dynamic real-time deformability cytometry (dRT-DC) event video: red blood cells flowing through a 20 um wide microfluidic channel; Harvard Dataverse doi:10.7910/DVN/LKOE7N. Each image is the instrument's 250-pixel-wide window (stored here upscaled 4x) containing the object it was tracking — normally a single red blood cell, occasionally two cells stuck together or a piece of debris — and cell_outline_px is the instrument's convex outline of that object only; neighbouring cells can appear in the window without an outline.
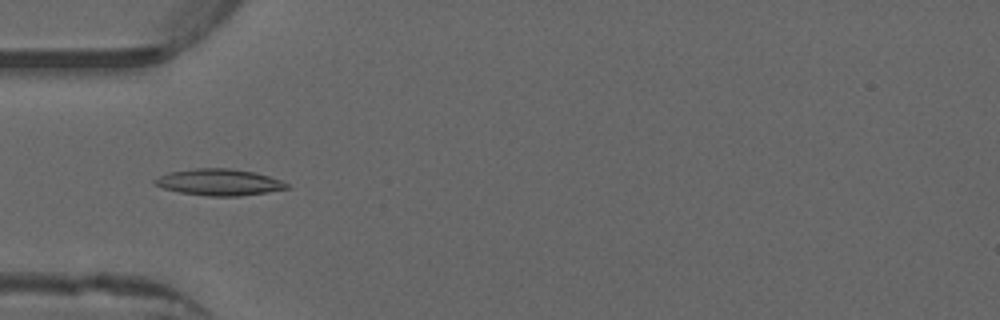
{"species": "common noctule bat (a hibernating species)", "species_latin": "Nyctalus noctula", "temperature_condition": "warm", "stored_images_in_passage": 45, "camera_frame_rate_fps": 3000, "um_per_image_px": 0.085, "animal": {"sex": "male", "forearm_length_mm": 52.5}, "frame": {"image": 1, "passage_image": 10, "time_ms": 3.0, "image_size_px": [1000, 320], "cell_outline_px": [[288, 188], [268, 192], [240, 196], [208, 196], [180, 192], [164, 188], [156, 184], [152, 180], [168, 172], [196, 168], [232, 168], [256, 172], [280, 180], [288, 184]], "centroid_in_image_um": [18.63, 15.48], "position_along_channel_um": 66.4, "area_um2": 20.29}}
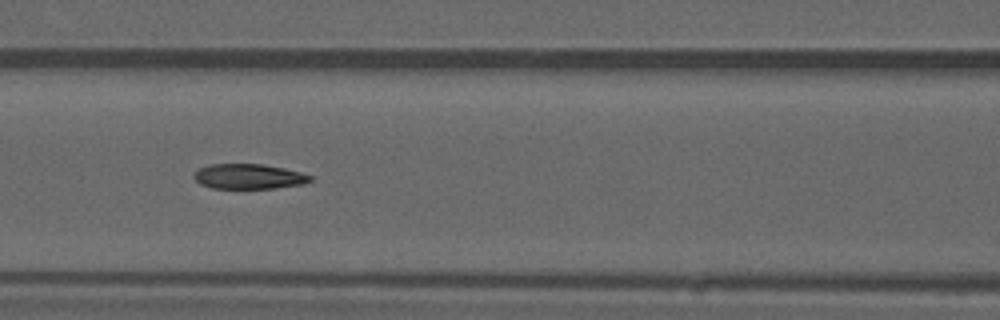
{"frame": {"image": 2, "passage_image": 16, "time_ms": 5.0, "image_size_px": [1000, 320], "cell_outline_px": [[312, 180], [304, 184], [276, 188], [212, 188], [200, 184], [192, 176], [200, 168], [208, 164], [260, 164], [284, 168], [300, 172], [312, 176]], "centroid_in_image_um": [21.15, 15.0], "position_along_channel_um": 145.5, "area_um2": 16.94}}
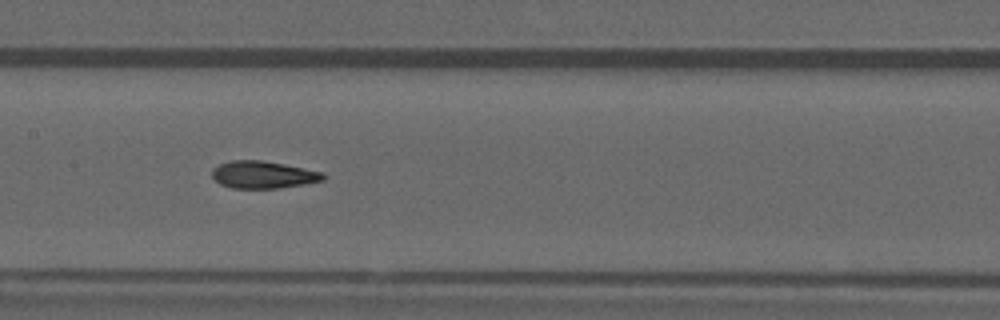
{"frame": {"image": 3, "passage_image": 19, "time_ms": 6.0, "image_size_px": [1000, 320], "cell_outline_px": [[324, 180], [304, 184], [280, 188], [232, 188], [220, 184], [212, 176], [212, 168], [228, 160], [260, 160], [284, 164], [324, 172]], "centroid_in_image_um": [22.35, 14.85], "position_along_channel_um": 185.0, "area_um2": 17.69}, "authors_computed_cell_mechanics": {"area_um2": 17.918, "velocity_mm_per_s": 3.9548, "shape_relaxation_time_tau1_ms": null, "shape_relaxation_time_tau2_ms": 2.1051, "deformation_change_tau1": null, "deformation_change_tau2": 0.0853}}